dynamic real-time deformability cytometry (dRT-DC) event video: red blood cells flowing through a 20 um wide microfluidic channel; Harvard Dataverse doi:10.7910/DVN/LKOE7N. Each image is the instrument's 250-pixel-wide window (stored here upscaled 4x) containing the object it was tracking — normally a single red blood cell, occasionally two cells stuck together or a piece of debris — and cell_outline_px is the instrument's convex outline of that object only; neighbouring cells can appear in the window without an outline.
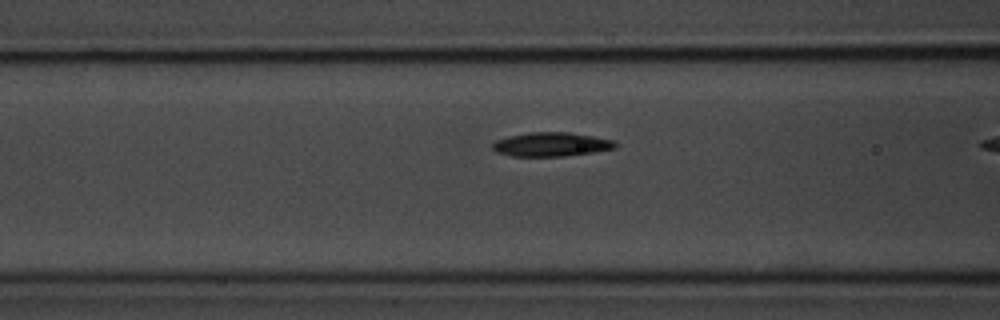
{"species": "common noctule bat (a hibernating species)", "species_latin": "Nyctalus noctula", "temperature_condition": "room temperature", "stored_images_in_passage": 11, "camera_frame_rate_fps": 3000, "um_per_image_px": 0.085, "animal": {"sex": "male", "body_mass_g": 20.1, "forearm_length_mm": 53.5}, "frame": {"image": 1, "passage_image": 10, "time_ms": 3.0, "image_size_px": [1000, 320], "cell_outline_px": [[616, 148], [592, 152], [564, 156], [512, 156], [496, 152], [492, 148], [492, 144], [496, 140], [508, 136], [528, 132], [568, 132], [616, 140]], "centroid_in_image_um": [46.84, 12.27], "position_along_channel_um": 119.8, "area_um2": 17.17}}